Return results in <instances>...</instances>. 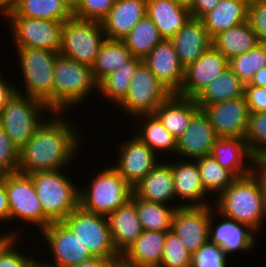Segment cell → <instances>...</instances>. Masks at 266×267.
I'll return each instance as SVG.
<instances>
[{"label": "cell", "instance_id": "1", "mask_svg": "<svg viewBox=\"0 0 266 267\" xmlns=\"http://www.w3.org/2000/svg\"><path fill=\"white\" fill-rule=\"evenodd\" d=\"M52 114L19 150L18 173L29 175L38 171L60 170L77 159L75 154H79L77 151L82 140L77 125L66 120L60 112Z\"/></svg>", "mask_w": 266, "mask_h": 267}, {"label": "cell", "instance_id": "2", "mask_svg": "<svg viewBox=\"0 0 266 267\" xmlns=\"http://www.w3.org/2000/svg\"><path fill=\"white\" fill-rule=\"evenodd\" d=\"M215 200L213 207L221 216L249 226L256 233L262 228L263 174L257 168L250 175L236 178Z\"/></svg>", "mask_w": 266, "mask_h": 267}, {"label": "cell", "instance_id": "3", "mask_svg": "<svg viewBox=\"0 0 266 267\" xmlns=\"http://www.w3.org/2000/svg\"><path fill=\"white\" fill-rule=\"evenodd\" d=\"M96 90L98 82L91 66L57 55L53 74V113L64 114Z\"/></svg>", "mask_w": 266, "mask_h": 267}, {"label": "cell", "instance_id": "4", "mask_svg": "<svg viewBox=\"0 0 266 267\" xmlns=\"http://www.w3.org/2000/svg\"><path fill=\"white\" fill-rule=\"evenodd\" d=\"M64 170L65 168L29 174L43 213L51 222L63 221L79 206V187L63 173Z\"/></svg>", "mask_w": 266, "mask_h": 267}, {"label": "cell", "instance_id": "5", "mask_svg": "<svg viewBox=\"0 0 266 267\" xmlns=\"http://www.w3.org/2000/svg\"><path fill=\"white\" fill-rule=\"evenodd\" d=\"M85 188H79V206L85 211L106 217L126 204L133 193V187L113 166L99 171Z\"/></svg>", "mask_w": 266, "mask_h": 267}, {"label": "cell", "instance_id": "6", "mask_svg": "<svg viewBox=\"0 0 266 267\" xmlns=\"http://www.w3.org/2000/svg\"><path fill=\"white\" fill-rule=\"evenodd\" d=\"M16 50L19 69L25 83L23 90L17 87V93L42 100L53 113V74L59 53L37 48H16Z\"/></svg>", "mask_w": 266, "mask_h": 267}, {"label": "cell", "instance_id": "7", "mask_svg": "<svg viewBox=\"0 0 266 267\" xmlns=\"http://www.w3.org/2000/svg\"><path fill=\"white\" fill-rule=\"evenodd\" d=\"M46 112L52 114L42 100L16 92L0 113V127L20 150L44 122Z\"/></svg>", "mask_w": 266, "mask_h": 267}, {"label": "cell", "instance_id": "8", "mask_svg": "<svg viewBox=\"0 0 266 267\" xmlns=\"http://www.w3.org/2000/svg\"><path fill=\"white\" fill-rule=\"evenodd\" d=\"M106 39L100 22L72 17L63 24L59 54L92 67Z\"/></svg>", "mask_w": 266, "mask_h": 267}, {"label": "cell", "instance_id": "9", "mask_svg": "<svg viewBox=\"0 0 266 267\" xmlns=\"http://www.w3.org/2000/svg\"><path fill=\"white\" fill-rule=\"evenodd\" d=\"M63 222L74 232L93 257L109 259L111 262L121 258L114 248L106 216L85 211L78 206Z\"/></svg>", "mask_w": 266, "mask_h": 267}, {"label": "cell", "instance_id": "10", "mask_svg": "<svg viewBox=\"0 0 266 267\" xmlns=\"http://www.w3.org/2000/svg\"><path fill=\"white\" fill-rule=\"evenodd\" d=\"M171 94L142 62L131 78L126 97L117 107L131 118L153 114Z\"/></svg>", "mask_w": 266, "mask_h": 267}, {"label": "cell", "instance_id": "11", "mask_svg": "<svg viewBox=\"0 0 266 267\" xmlns=\"http://www.w3.org/2000/svg\"><path fill=\"white\" fill-rule=\"evenodd\" d=\"M9 221H23L41 231L52 223L43 213L34 183L29 175L6 173Z\"/></svg>", "mask_w": 266, "mask_h": 267}, {"label": "cell", "instance_id": "12", "mask_svg": "<svg viewBox=\"0 0 266 267\" xmlns=\"http://www.w3.org/2000/svg\"><path fill=\"white\" fill-rule=\"evenodd\" d=\"M15 48L46 49L59 53L64 22L27 17H6ZM9 19V20H8Z\"/></svg>", "mask_w": 266, "mask_h": 267}, {"label": "cell", "instance_id": "13", "mask_svg": "<svg viewBox=\"0 0 266 267\" xmlns=\"http://www.w3.org/2000/svg\"><path fill=\"white\" fill-rule=\"evenodd\" d=\"M40 233L53 255L52 263L40 260L46 267H71L93 257L63 221L50 223Z\"/></svg>", "mask_w": 266, "mask_h": 267}, {"label": "cell", "instance_id": "14", "mask_svg": "<svg viewBox=\"0 0 266 267\" xmlns=\"http://www.w3.org/2000/svg\"><path fill=\"white\" fill-rule=\"evenodd\" d=\"M210 205L180 206L176 209L171 231L193 255L209 241Z\"/></svg>", "mask_w": 266, "mask_h": 267}, {"label": "cell", "instance_id": "15", "mask_svg": "<svg viewBox=\"0 0 266 267\" xmlns=\"http://www.w3.org/2000/svg\"><path fill=\"white\" fill-rule=\"evenodd\" d=\"M202 111L218 137L245 138L250 111L244 96L206 105Z\"/></svg>", "mask_w": 266, "mask_h": 267}, {"label": "cell", "instance_id": "16", "mask_svg": "<svg viewBox=\"0 0 266 267\" xmlns=\"http://www.w3.org/2000/svg\"><path fill=\"white\" fill-rule=\"evenodd\" d=\"M118 146V160L116 159V165L112 166L132 187H135L159 163V156L134 134Z\"/></svg>", "mask_w": 266, "mask_h": 267}, {"label": "cell", "instance_id": "17", "mask_svg": "<svg viewBox=\"0 0 266 267\" xmlns=\"http://www.w3.org/2000/svg\"><path fill=\"white\" fill-rule=\"evenodd\" d=\"M212 206L210 205L209 241L222 248L227 257L235 252L244 253L254 249L257 244V237L254 235L256 232L236 220L221 216ZM214 215L222 217L219 220L221 222Z\"/></svg>", "mask_w": 266, "mask_h": 267}, {"label": "cell", "instance_id": "18", "mask_svg": "<svg viewBox=\"0 0 266 267\" xmlns=\"http://www.w3.org/2000/svg\"><path fill=\"white\" fill-rule=\"evenodd\" d=\"M226 68H228V59L211 46L185 68L183 84L177 95L194 98Z\"/></svg>", "mask_w": 266, "mask_h": 267}, {"label": "cell", "instance_id": "19", "mask_svg": "<svg viewBox=\"0 0 266 267\" xmlns=\"http://www.w3.org/2000/svg\"><path fill=\"white\" fill-rule=\"evenodd\" d=\"M219 137L207 115L199 109L191 118L187 129L177 139L176 157L195 160L209 156Z\"/></svg>", "mask_w": 266, "mask_h": 267}, {"label": "cell", "instance_id": "20", "mask_svg": "<svg viewBox=\"0 0 266 267\" xmlns=\"http://www.w3.org/2000/svg\"><path fill=\"white\" fill-rule=\"evenodd\" d=\"M143 62L172 94L179 92L183 84L185 68L179 61L170 40L163 39L158 43Z\"/></svg>", "mask_w": 266, "mask_h": 267}, {"label": "cell", "instance_id": "21", "mask_svg": "<svg viewBox=\"0 0 266 267\" xmlns=\"http://www.w3.org/2000/svg\"><path fill=\"white\" fill-rule=\"evenodd\" d=\"M167 162L172 169V174L174 178V190L176 200L182 199L186 203L180 204V206H205L213 205L211 202H207L208 193L204 189L199 169L197 166V161L186 159L176 160Z\"/></svg>", "mask_w": 266, "mask_h": 267}, {"label": "cell", "instance_id": "22", "mask_svg": "<svg viewBox=\"0 0 266 267\" xmlns=\"http://www.w3.org/2000/svg\"><path fill=\"white\" fill-rule=\"evenodd\" d=\"M210 155L236 178L250 175L257 168V158L241 138L219 137Z\"/></svg>", "mask_w": 266, "mask_h": 267}, {"label": "cell", "instance_id": "23", "mask_svg": "<svg viewBox=\"0 0 266 267\" xmlns=\"http://www.w3.org/2000/svg\"><path fill=\"white\" fill-rule=\"evenodd\" d=\"M147 0H116L101 22L108 40H122L146 15Z\"/></svg>", "mask_w": 266, "mask_h": 267}, {"label": "cell", "instance_id": "24", "mask_svg": "<svg viewBox=\"0 0 266 267\" xmlns=\"http://www.w3.org/2000/svg\"><path fill=\"white\" fill-rule=\"evenodd\" d=\"M181 64L186 68L212 46L201 19L191 18L171 39Z\"/></svg>", "mask_w": 266, "mask_h": 267}, {"label": "cell", "instance_id": "25", "mask_svg": "<svg viewBox=\"0 0 266 267\" xmlns=\"http://www.w3.org/2000/svg\"><path fill=\"white\" fill-rule=\"evenodd\" d=\"M160 162L141 180L133 193L140 199L170 205L176 199L171 166ZM162 162V163H161Z\"/></svg>", "mask_w": 266, "mask_h": 267}, {"label": "cell", "instance_id": "26", "mask_svg": "<svg viewBox=\"0 0 266 267\" xmlns=\"http://www.w3.org/2000/svg\"><path fill=\"white\" fill-rule=\"evenodd\" d=\"M114 248L122 255L143 232L135 204L129 200L108 216Z\"/></svg>", "mask_w": 266, "mask_h": 267}, {"label": "cell", "instance_id": "27", "mask_svg": "<svg viewBox=\"0 0 266 267\" xmlns=\"http://www.w3.org/2000/svg\"><path fill=\"white\" fill-rule=\"evenodd\" d=\"M167 232L143 230L121 258L135 267H160Z\"/></svg>", "mask_w": 266, "mask_h": 267}, {"label": "cell", "instance_id": "28", "mask_svg": "<svg viewBox=\"0 0 266 267\" xmlns=\"http://www.w3.org/2000/svg\"><path fill=\"white\" fill-rule=\"evenodd\" d=\"M146 14L166 40H170L192 18L189 8L173 0H147Z\"/></svg>", "mask_w": 266, "mask_h": 267}, {"label": "cell", "instance_id": "29", "mask_svg": "<svg viewBox=\"0 0 266 267\" xmlns=\"http://www.w3.org/2000/svg\"><path fill=\"white\" fill-rule=\"evenodd\" d=\"M199 109L194 98L171 94L153 114L164 128L178 139Z\"/></svg>", "mask_w": 266, "mask_h": 267}, {"label": "cell", "instance_id": "30", "mask_svg": "<svg viewBox=\"0 0 266 267\" xmlns=\"http://www.w3.org/2000/svg\"><path fill=\"white\" fill-rule=\"evenodd\" d=\"M248 5L243 0H221L201 20L211 39L229 28L247 21Z\"/></svg>", "mask_w": 266, "mask_h": 267}, {"label": "cell", "instance_id": "31", "mask_svg": "<svg viewBox=\"0 0 266 267\" xmlns=\"http://www.w3.org/2000/svg\"><path fill=\"white\" fill-rule=\"evenodd\" d=\"M245 84L228 67L218 77L205 86L195 97L202 110L206 105L244 96Z\"/></svg>", "mask_w": 266, "mask_h": 267}, {"label": "cell", "instance_id": "32", "mask_svg": "<svg viewBox=\"0 0 266 267\" xmlns=\"http://www.w3.org/2000/svg\"><path fill=\"white\" fill-rule=\"evenodd\" d=\"M5 16L65 22L73 17V9L65 0H20Z\"/></svg>", "mask_w": 266, "mask_h": 267}, {"label": "cell", "instance_id": "33", "mask_svg": "<svg viewBox=\"0 0 266 267\" xmlns=\"http://www.w3.org/2000/svg\"><path fill=\"white\" fill-rule=\"evenodd\" d=\"M258 44L256 33L247 21L219 33L212 39V46L228 60L242 55Z\"/></svg>", "mask_w": 266, "mask_h": 267}, {"label": "cell", "instance_id": "34", "mask_svg": "<svg viewBox=\"0 0 266 267\" xmlns=\"http://www.w3.org/2000/svg\"><path fill=\"white\" fill-rule=\"evenodd\" d=\"M133 119L141 120V123L138 122L140 126L137 127V132L133 134L149 146L156 155L159 156L158 153L162 152L176 155L177 139L164 128L154 114L140 115L138 119L137 117Z\"/></svg>", "mask_w": 266, "mask_h": 267}, {"label": "cell", "instance_id": "35", "mask_svg": "<svg viewBox=\"0 0 266 267\" xmlns=\"http://www.w3.org/2000/svg\"><path fill=\"white\" fill-rule=\"evenodd\" d=\"M130 200L136 206L143 230L171 231L174 213L181 203L165 205L140 199L134 193Z\"/></svg>", "mask_w": 266, "mask_h": 267}, {"label": "cell", "instance_id": "36", "mask_svg": "<svg viewBox=\"0 0 266 267\" xmlns=\"http://www.w3.org/2000/svg\"><path fill=\"white\" fill-rule=\"evenodd\" d=\"M132 58V53L122 41L106 39L91 67L95 80L99 83Z\"/></svg>", "mask_w": 266, "mask_h": 267}, {"label": "cell", "instance_id": "37", "mask_svg": "<svg viewBox=\"0 0 266 267\" xmlns=\"http://www.w3.org/2000/svg\"><path fill=\"white\" fill-rule=\"evenodd\" d=\"M143 59L133 57L122 67L110 73L98 83V91L105 98L119 105L126 97L130 81Z\"/></svg>", "mask_w": 266, "mask_h": 267}, {"label": "cell", "instance_id": "38", "mask_svg": "<svg viewBox=\"0 0 266 267\" xmlns=\"http://www.w3.org/2000/svg\"><path fill=\"white\" fill-rule=\"evenodd\" d=\"M162 40L157 27L146 14L121 41L133 57L144 59Z\"/></svg>", "mask_w": 266, "mask_h": 267}, {"label": "cell", "instance_id": "39", "mask_svg": "<svg viewBox=\"0 0 266 267\" xmlns=\"http://www.w3.org/2000/svg\"><path fill=\"white\" fill-rule=\"evenodd\" d=\"M196 161L202 185L209 195H219L236 179L230 171L223 168L211 155L197 158Z\"/></svg>", "mask_w": 266, "mask_h": 267}, {"label": "cell", "instance_id": "40", "mask_svg": "<svg viewBox=\"0 0 266 267\" xmlns=\"http://www.w3.org/2000/svg\"><path fill=\"white\" fill-rule=\"evenodd\" d=\"M228 67L248 84L255 73L266 67V44L259 43L255 48L228 60Z\"/></svg>", "mask_w": 266, "mask_h": 267}, {"label": "cell", "instance_id": "41", "mask_svg": "<svg viewBox=\"0 0 266 267\" xmlns=\"http://www.w3.org/2000/svg\"><path fill=\"white\" fill-rule=\"evenodd\" d=\"M17 230H9L0 234V267H32L39 259L27 257L20 249H16L22 235ZM20 238V239H19Z\"/></svg>", "mask_w": 266, "mask_h": 267}, {"label": "cell", "instance_id": "42", "mask_svg": "<svg viewBox=\"0 0 266 267\" xmlns=\"http://www.w3.org/2000/svg\"><path fill=\"white\" fill-rule=\"evenodd\" d=\"M160 267H192V254L172 231L167 232Z\"/></svg>", "mask_w": 266, "mask_h": 267}, {"label": "cell", "instance_id": "43", "mask_svg": "<svg viewBox=\"0 0 266 267\" xmlns=\"http://www.w3.org/2000/svg\"><path fill=\"white\" fill-rule=\"evenodd\" d=\"M244 140L256 158L266 151V112L250 113Z\"/></svg>", "mask_w": 266, "mask_h": 267}, {"label": "cell", "instance_id": "44", "mask_svg": "<svg viewBox=\"0 0 266 267\" xmlns=\"http://www.w3.org/2000/svg\"><path fill=\"white\" fill-rule=\"evenodd\" d=\"M116 0H80L73 8V17L102 22L108 15Z\"/></svg>", "mask_w": 266, "mask_h": 267}, {"label": "cell", "instance_id": "45", "mask_svg": "<svg viewBox=\"0 0 266 267\" xmlns=\"http://www.w3.org/2000/svg\"><path fill=\"white\" fill-rule=\"evenodd\" d=\"M227 260L222 248L208 241L192 255V267H226Z\"/></svg>", "mask_w": 266, "mask_h": 267}, {"label": "cell", "instance_id": "46", "mask_svg": "<svg viewBox=\"0 0 266 267\" xmlns=\"http://www.w3.org/2000/svg\"><path fill=\"white\" fill-rule=\"evenodd\" d=\"M19 149L0 127V173H17Z\"/></svg>", "mask_w": 266, "mask_h": 267}, {"label": "cell", "instance_id": "47", "mask_svg": "<svg viewBox=\"0 0 266 267\" xmlns=\"http://www.w3.org/2000/svg\"><path fill=\"white\" fill-rule=\"evenodd\" d=\"M247 22L256 33L259 43L266 44V0L248 5Z\"/></svg>", "mask_w": 266, "mask_h": 267}, {"label": "cell", "instance_id": "48", "mask_svg": "<svg viewBox=\"0 0 266 267\" xmlns=\"http://www.w3.org/2000/svg\"><path fill=\"white\" fill-rule=\"evenodd\" d=\"M244 97L250 113L266 112V88L245 85Z\"/></svg>", "mask_w": 266, "mask_h": 267}, {"label": "cell", "instance_id": "49", "mask_svg": "<svg viewBox=\"0 0 266 267\" xmlns=\"http://www.w3.org/2000/svg\"><path fill=\"white\" fill-rule=\"evenodd\" d=\"M221 0H194L191 8L192 18L201 19L205 14L213 10Z\"/></svg>", "mask_w": 266, "mask_h": 267}, {"label": "cell", "instance_id": "50", "mask_svg": "<svg viewBox=\"0 0 266 267\" xmlns=\"http://www.w3.org/2000/svg\"><path fill=\"white\" fill-rule=\"evenodd\" d=\"M0 221H9V200L6 193V173H0Z\"/></svg>", "mask_w": 266, "mask_h": 267}, {"label": "cell", "instance_id": "51", "mask_svg": "<svg viewBox=\"0 0 266 267\" xmlns=\"http://www.w3.org/2000/svg\"><path fill=\"white\" fill-rule=\"evenodd\" d=\"M3 78V75H0V113L2 109L6 106L8 101L13 97L17 92L16 86H13L11 82ZM11 83V84H10Z\"/></svg>", "mask_w": 266, "mask_h": 267}, {"label": "cell", "instance_id": "52", "mask_svg": "<svg viewBox=\"0 0 266 267\" xmlns=\"http://www.w3.org/2000/svg\"><path fill=\"white\" fill-rule=\"evenodd\" d=\"M110 263L111 261L109 259H104L101 257H92L71 267H108Z\"/></svg>", "mask_w": 266, "mask_h": 267}, {"label": "cell", "instance_id": "53", "mask_svg": "<svg viewBox=\"0 0 266 267\" xmlns=\"http://www.w3.org/2000/svg\"><path fill=\"white\" fill-rule=\"evenodd\" d=\"M245 85H254V86L266 88V67L259 69L255 73V75L252 77L250 82Z\"/></svg>", "mask_w": 266, "mask_h": 267}, {"label": "cell", "instance_id": "54", "mask_svg": "<svg viewBox=\"0 0 266 267\" xmlns=\"http://www.w3.org/2000/svg\"><path fill=\"white\" fill-rule=\"evenodd\" d=\"M20 2V0H0V14L6 15Z\"/></svg>", "mask_w": 266, "mask_h": 267}, {"label": "cell", "instance_id": "55", "mask_svg": "<svg viewBox=\"0 0 266 267\" xmlns=\"http://www.w3.org/2000/svg\"><path fill=\"white\" fill-rule=\"evenodd\" d=\"M257 169L266 176V151L257 158Z\"/></svg>", "mask_w": 266, "mask_h": 267}, {"label": "cell", "instance_id": "56", "mask_svg": "<svg viewBox=\"0 0 266 267\" xmlns=\"http://www.w3.org/2000/svg\"><path fill=\"white\" fill-rule=\"evenodd\" d=\"M266 219V176L263 175V219H262V226L264 220Z\"/></svg>", "mask_w": 266, "mask_h": 267}, {"label": "cell", "instance_id": "57", "mask_svg": "<svg viewBox=\"0 0 266 267\" xmlns=\"http://www.w3.org/2000/svg\"><path fill=\"white\" fill-rule=\"evenodd\" d=\"M108 267H135L131 264H128L127 262H125L122 258L117 259L115 261H112Z\"/></svg>", "mask_w": 266, "mask_h": 267}, {"label": "cell", "instance_id": "58", "mask_svg": "<svg viewBox=\"0 0 266 267\" xmlns=\"http://www.w3.org/2000/svg\"><path fill=\"white\" fill-rule=\"evenodd\" d=\"M173 1L190 9L194 0H173Z\"/></svg>", "mask_w": 266, "mask_h": 267}, {"label": "cell", "instance_id": "59", "mask_svg": "<svg viewBox=\"0 0 266 267\" xmlns=\"http://www.w3.org/2000/svg\"><path fill=\"white\" fill-rule=\"evenodd\" d=\"M71 7L72 9L77 5V3L80 1V0H65Z\"/></svg>", "mask_w": 266, "mask_h": 267}, {"label": "cell", "instance_id": "60", "mask_svg": "<svg viewBox=\"0 0 266 267\" xmlns=\"http://www.w3.org/2000/svg\"><path fill=\"white\" fill-rule=\"evenodd\" d=\"M247 5L251 4V3H255V2H259V1H264V0H243Z\"/></svg>", "mask_w": 266, "mask_h": 267}, {"label": "cell", "instance_id": "61", "mask_svg": "<svg viewBox=\"0 0 266 267\" xmlns=\"http://www.w3.org/2000/svg\"><path fill=\"white\" fill-rule=\"evenodd\" d=\"M32 267H46L39 260Z\"/></svg>", "mask_w": 266, "mask_h": 267}]
</instances>
